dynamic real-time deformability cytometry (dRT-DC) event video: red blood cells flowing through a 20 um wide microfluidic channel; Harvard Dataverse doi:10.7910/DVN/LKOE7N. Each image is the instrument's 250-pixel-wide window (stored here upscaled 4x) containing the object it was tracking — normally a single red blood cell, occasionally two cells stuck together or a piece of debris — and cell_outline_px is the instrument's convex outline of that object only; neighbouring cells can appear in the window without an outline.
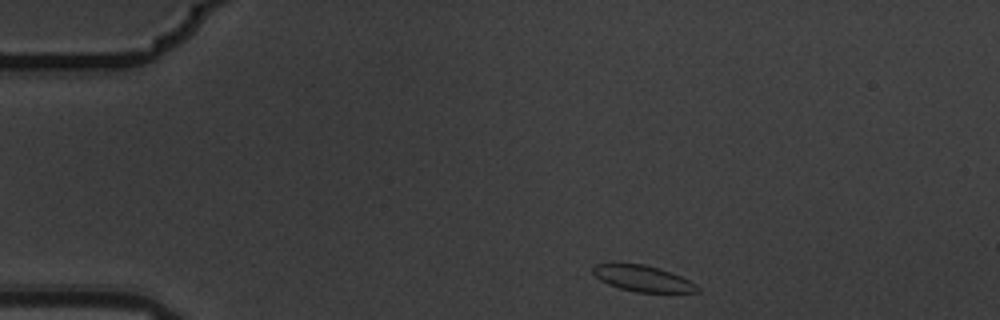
{"species": "common noctule bat (a hibernating species)", "species_latin": "Nyctalus noctula", "temperature_condition": "warm", "stored_images_in_passage": 3, "camera_frame_rate_fps": 3000, "um_per_image_px": 0.085, "animal": {"sex": "male", "body_mass_g": 19.5, "forearm_length_mm": 54.6}, "frame": {"image": 1, "passage_image": 1, "time_ms": 0.0, "image_size_px": [1000, 320], "cell_outline_px": [[700, 292], [636, 292], [620, 288], [608, 284], [600, 280], [592, 272], [592, 264], [612, 260], [644, 264], [660, 268], [680, 276], [696, 284], [700, 288]], "centroid_in_image_um": [54.53, 23.61], "position_along_channel_um": 30.5, "area_um2": 16.47}}